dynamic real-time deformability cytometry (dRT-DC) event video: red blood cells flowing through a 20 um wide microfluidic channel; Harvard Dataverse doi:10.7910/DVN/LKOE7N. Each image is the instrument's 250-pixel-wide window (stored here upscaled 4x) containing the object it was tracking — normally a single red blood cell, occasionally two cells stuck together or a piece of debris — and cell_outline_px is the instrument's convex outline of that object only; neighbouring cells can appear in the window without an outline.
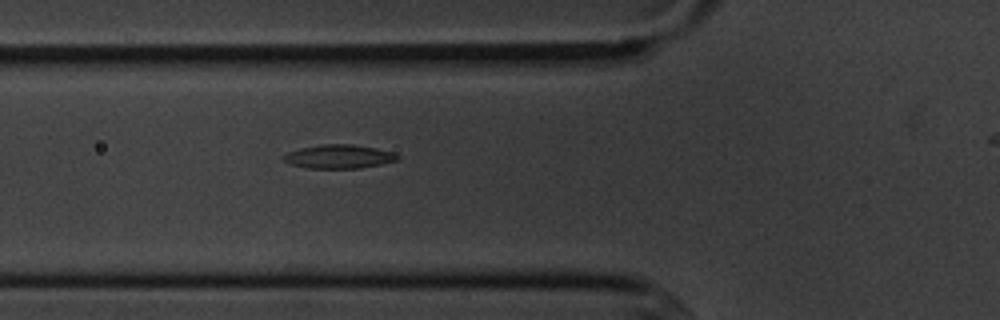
{"species": "common noctule bat (a hibernating species)", "species_latin": "Nyctalus noctula", "temperature_condition": "cold", "stored_images_in_passage": 3, "camera_frame_rate_fps": 3000, "um_per_image_px": 0.085, "animal": {"sex": "male", "body_mass_g": 20.1, "forearm_length_mm": 53.5}, "frame": {"image": 1, "passage_image": 2, "time_ms": 1.0, "image_size_px": [1000, 320], "cell_outline_px": [[400, 160], [360, 168], [308, 168], [288, 164], [280, 156], [288, 152], [300, 148], [324, 144], [352, 144], [376, 148], [392, 152], [400, 156]], "centroid_in_image_um": [28.79, 13.31], "position_along_channel_um": 97.0, "area_um2": 15.84}}